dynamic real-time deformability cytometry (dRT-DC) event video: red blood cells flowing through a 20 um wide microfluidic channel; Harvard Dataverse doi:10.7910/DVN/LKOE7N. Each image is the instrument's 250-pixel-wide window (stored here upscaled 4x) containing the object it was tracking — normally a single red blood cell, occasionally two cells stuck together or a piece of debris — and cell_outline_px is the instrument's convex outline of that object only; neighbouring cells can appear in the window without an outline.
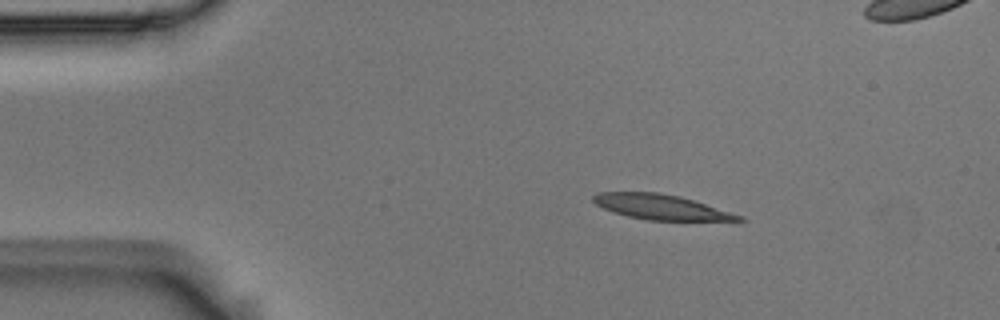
{"species": "Egyptian fruit bat (a non-hibernating species)", "species_latin": "Rousettus aegyptiacus", "temperature_condition": "room temperature", "stored_images_in_passage": 5, "camera_frame_rate_fps": 3000, "um_per_image_px": 0.085, "animal": {"sex": "male"}, "frame": {"image": 1, "passage_image": 2, "time_ms": 0.333, "image_size_px": [1000, 320], "cell_outline_px": [[748, 220], [648, 220], [628, 216], [604, 208], [596, 204], [592, 200], [592, 196], [596, 192], [660, 192], [680, 196], [744, 216]], "centroid_in_image_um": [56.18, 17.58], "position_along_channel_um": 28.8, "area_um2": 20.98}}
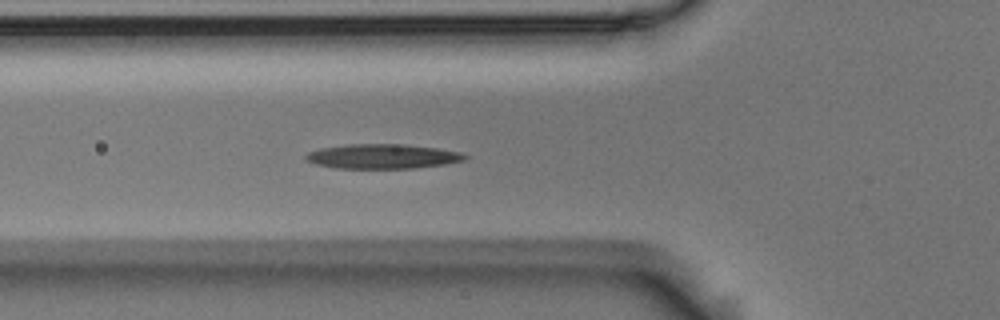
{"frame": {"image": 2, "passage_image": 5, "time_ms": 1.333, "image_size_px": [1000, 320], "cell_outline_px": [[468, 156], [464, 160], [444, 164], [412, 168], [336, 168], [316, 164], [304, 160], [304, 156], [308, 152], [320, 148], [348, 144], [404, 144], [436, 148], [460, 152]], "centroid_in_image_um": [32.46, 13.29], "position_along_channel_um": 93.3, "area_um2": 22.72}}